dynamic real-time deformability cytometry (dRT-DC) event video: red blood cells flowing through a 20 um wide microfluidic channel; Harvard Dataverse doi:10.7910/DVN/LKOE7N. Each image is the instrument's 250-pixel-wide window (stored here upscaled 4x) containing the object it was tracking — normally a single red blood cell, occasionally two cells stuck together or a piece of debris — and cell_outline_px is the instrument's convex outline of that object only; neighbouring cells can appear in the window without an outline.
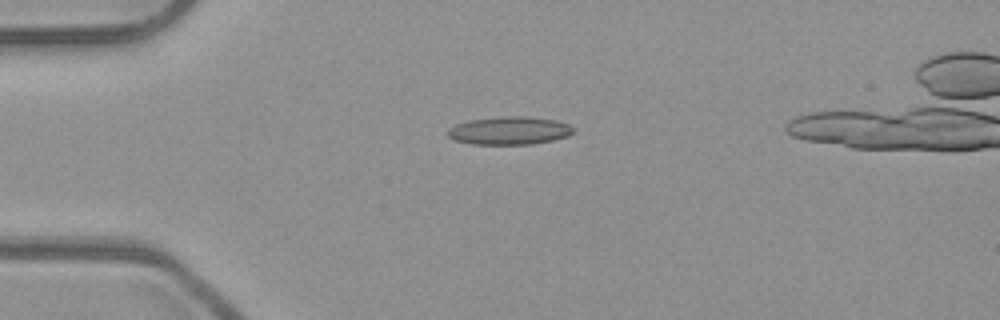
{"species": "common noctule bat (a hibernating species)", "species_latin": "Nyctalus noctula", "temperature_condition": "room temperature", "stored_images_in_passage": 37, "camera_frame_rate_fps": 3000, "um_per_image_px": 0.085, "animal": {"sex": "male", "body_mass_g": 23.1, "forearm_length_mm": 52.7}, "frame": {"image": 1, "passage_image": 1, "time_ms": 0.0, "image_size_px": [1000, 320], "cell_outline_px": [[572, 132], [568, 136], [552, 140], [532, 144], [472, 144], [456, 140], [448, 136], [448, 128], [456, 124], [472, 120], [504, 116], [528, 116], [552, 120], [568, 124], [572, 128]], "centroid_in_image_um": [43.28, 11.1], "position_along_channel_um": 41.7, "area_um2": 20.17}}
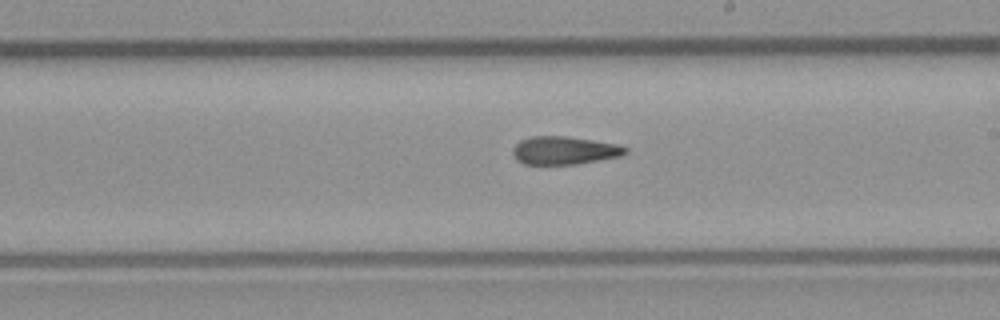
{"frame": {"image": 2, "passage_image": 18, "time_ms": 5.667, "image_size_px": [1000, 320], "cell_outline_px": [[628, 152], [620, 156], [576, 164], [524, 164], [516, 160], [512, 152], [512, 148], [520, 140], [532, 136], [568, 136], [616, 144], [628, 148]], "centroid_in_image_um": [47.94, 12.78], "position_along_channel_um": 241.1, "area_um2": 18.38}}
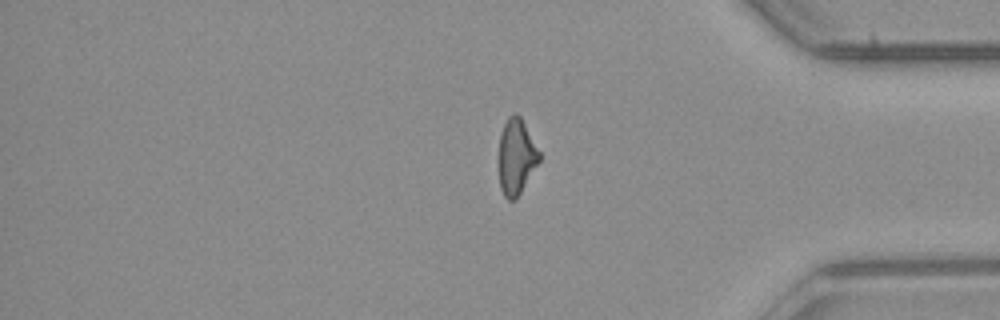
{"frame": {"image": 3, "passage_image": 31, "time_ms": 10.0, "image_size_px": [1000, 320], "cell_outline_px": [[540, 160], [516, 200], [508, 200], [504, 196], [500, 188], [500, 136], [504, 124], [508, 116], [512, 112], [516, 112], [520, 116], [540, 152]], "centroid_in_image_um": [43.89, 13.31], "position_along_channel_um": 391.3, "area_um2": 17.63}, "authors_computed_cell_mechanics": {"area_um2": 18.6116, "velocity_mm_per_s": 3.9791, "shape_relaxation_time_tau1_ms": null, "shape_relaxation_time_tau2_ms": 3.85, "deformation_change_tau1": null, "deformation_change_tau2": 0.1413}}